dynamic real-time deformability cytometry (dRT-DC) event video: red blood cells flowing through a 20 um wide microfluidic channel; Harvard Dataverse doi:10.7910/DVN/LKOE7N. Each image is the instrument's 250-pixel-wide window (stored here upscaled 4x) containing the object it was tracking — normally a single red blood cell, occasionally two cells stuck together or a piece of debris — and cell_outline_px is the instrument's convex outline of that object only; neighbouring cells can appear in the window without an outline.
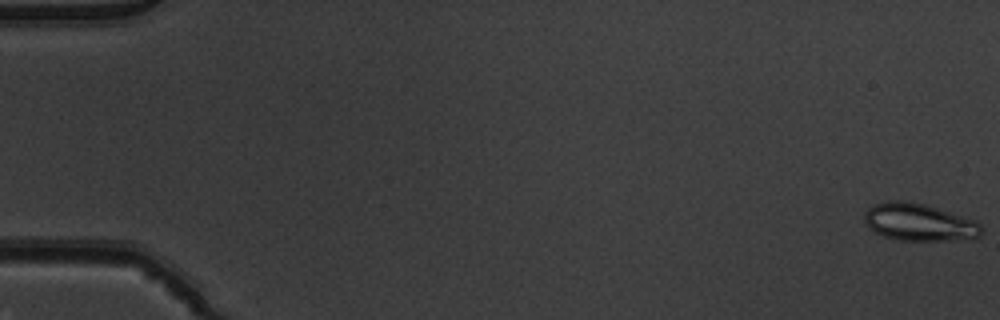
{"species": "common noctule bat (a hibernating species)", "species_latin": "Nyctalus noctula", "temperature_condition": "warm", "stored_images_in_passage": 53, "camera_frame_rate_fps": 3000, "um_per_image_px": 0.085, "animal": {"sex": "male", "body_mass_g": 19.5, "forearm_length_mm": 54.6}, "frame": {"image": 1, "passage_image": 1, "time_ms": 0.0, "image_size_px": [1000, 320], "cell_outline_px": [[984, 232], [976, 240], [900, 240], [884, 236], [872, 232], [864, 224], [864, 212], [868, 208], [876, 204], [888, 200], [904, 200], [924, 204], [976, 220], [980, 224]], "centroid_in_image_um": [78.14, 18.9], "position_along_channel_um": 6.9, "area_um2": 25.95}}
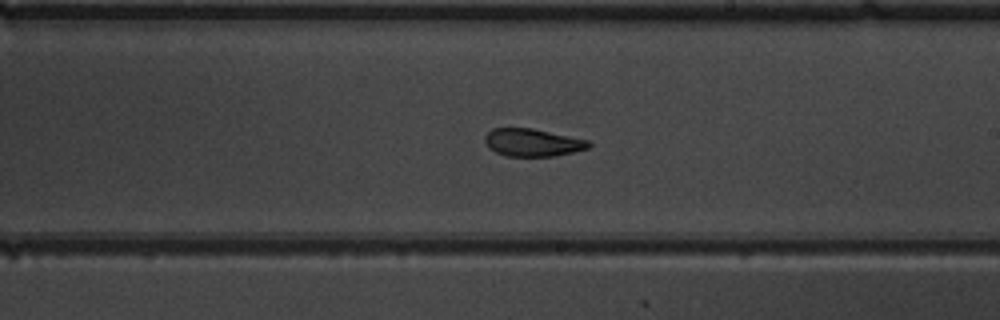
{"frame": {"image": 2, "passage_image": 32, "time_ms": 10.333, "image_size_px": [1000, 320], "cell_outline_px": [[592, 144], [588, 148], [556, 156], [508, 156], [496, 152], [488, 148], [484, 140], [484, 136], [492, 128], [532, 128], [588, 140]], "centroid_in_image_um": [45.24, 12.11], "position_along_channel_um": 243.8, "area_um2": 16.7}}
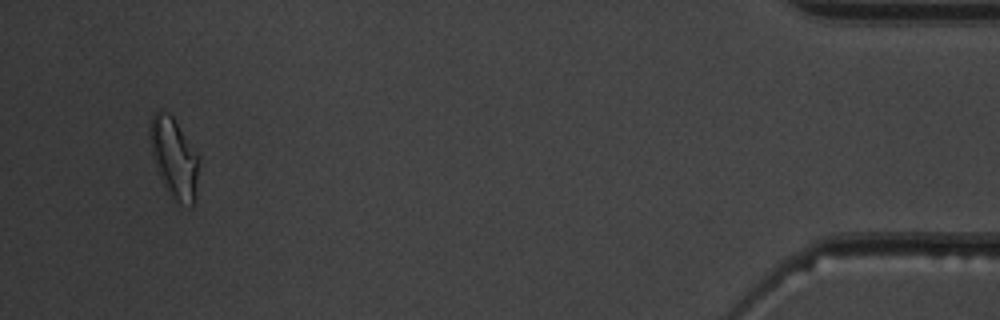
{"frame": {"image": 3, "passage_image": 51, "time_ms": 16.667, "image_size_px": [1000, 320], "cell_outline_px": [[200, 160], [192, 204], [176, 204], [168, 192], [160, 176], [152, 152], [148, 136], [148, 128], [152, 116], [160, 108], [168, 112], [176, 120]], "centroid_in_image_um": [14.76, 13.35], "position_along_channel_um": 420.4, "area_um2": 22.48}, "authors_computed_cell_mechanics": {"area_um2": 19.5942, "velocity_mm_per_s": 3.9057, "shape_relaxation_time_tau1_ms": null, "shape_relaxation_time_tau2_ms": 2.3758, "deformation_change_tau1": null, "deformation_change_tau2": 0.1009}}